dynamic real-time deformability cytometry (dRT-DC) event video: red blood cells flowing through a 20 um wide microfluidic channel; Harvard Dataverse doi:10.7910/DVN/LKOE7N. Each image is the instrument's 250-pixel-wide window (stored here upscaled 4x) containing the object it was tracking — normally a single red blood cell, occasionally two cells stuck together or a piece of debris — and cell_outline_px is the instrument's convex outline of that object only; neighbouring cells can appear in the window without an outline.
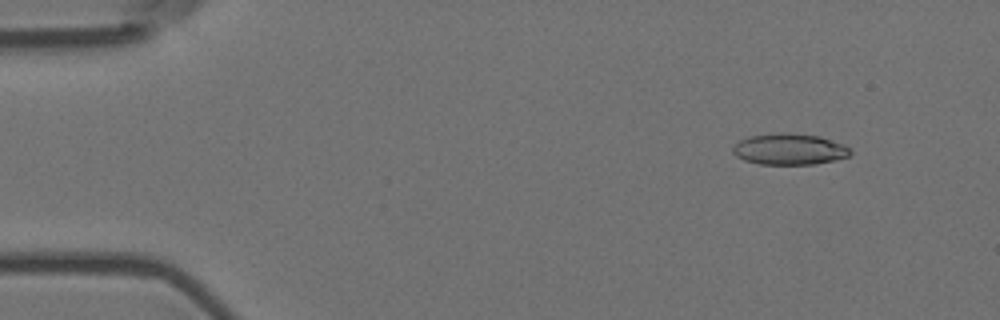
{"species": "Egyptian fruit bat (a non-hibernating species)", "species_latin": "Rousettus aegyptiacus", "temperature_condition": "room temperature", "stored_images_in_passage": 4, "camera_frame_rate_fps": 3000, "um_per_image_px": 0.085, "animal": {"sex": "female"}, "frame": {"image": 1, "passage_image": 2, "time_ms": 0.333, "image_size_px": [1000, 320], "cell_outline_px": [[852, 152], [848, 156], [836, 160], [812, 164], [760, 164], [744, 160], [736, 156], [732, 152], [732, 148], [740, 140], [748, 136], [784, 132], [788, 132], [820, 136], [844, 144]], "centroid_in_image_um": [67.1, 12.67], "position_along_channel_um": 17.9, "area_um2": 21.39}}